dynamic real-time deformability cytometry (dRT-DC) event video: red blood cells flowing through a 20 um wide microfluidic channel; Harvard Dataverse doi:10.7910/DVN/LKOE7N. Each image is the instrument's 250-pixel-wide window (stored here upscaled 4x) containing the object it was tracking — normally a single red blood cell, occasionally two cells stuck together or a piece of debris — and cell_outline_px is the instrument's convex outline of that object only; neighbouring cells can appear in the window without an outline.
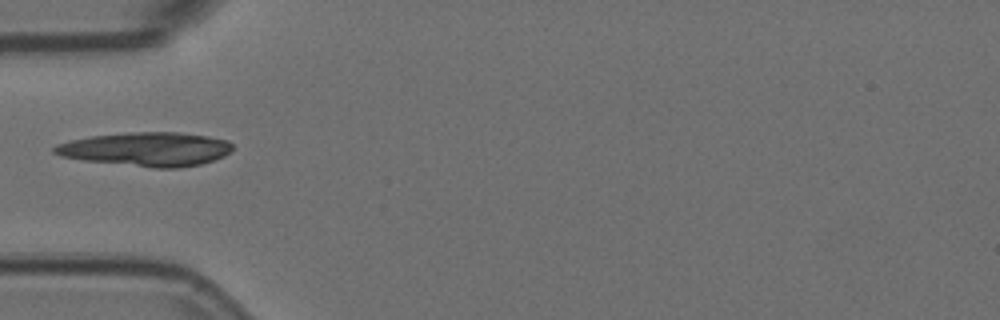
{"species": "Egyptian fruit bat (a non-hibernating species)", "species_latin": "Rousettus aegyptiacus", "temperature_condition": "room temperature", "stored_images_in_passage": 1, "camera_frame_rate_fps": 3000, "um_per_image_px": 0.085, "animal": {"sex": "female"}, "frame": {"image": 1, "passage_image": 1, "time_ms": 0.0, "image_size_px": [1000, 320], "cell_outline_px": [[232, 152], [224, 156], [200, 164], [176, 168], [152, 168], [84, 160], [60, 156], [52, 152], [52, 148], [56, 144], [72, 140], [92, 136], [132, 132], [176, 132], [204, 136], [228, 140], [232, 144]], "centroid_in_image_um": [12.44, 12.68], "position_along_channel_um": 72.6, "area_um2": 35.03}}